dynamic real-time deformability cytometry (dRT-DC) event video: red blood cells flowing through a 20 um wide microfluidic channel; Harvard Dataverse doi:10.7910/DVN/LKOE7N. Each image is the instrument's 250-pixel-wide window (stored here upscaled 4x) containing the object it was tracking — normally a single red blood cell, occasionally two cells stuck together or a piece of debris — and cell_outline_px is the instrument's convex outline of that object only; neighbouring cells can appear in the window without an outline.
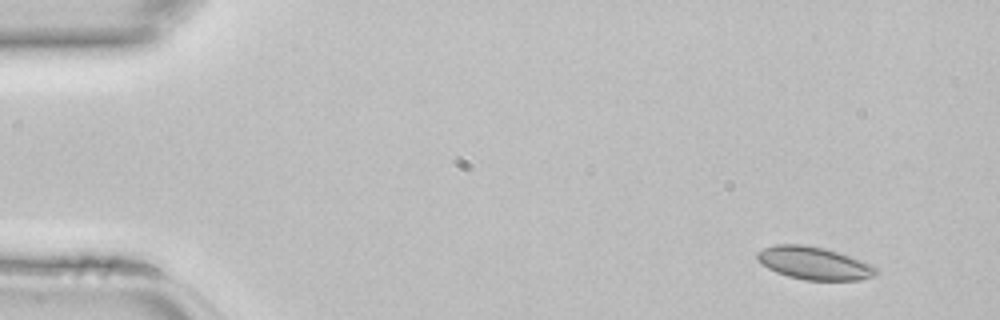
{"species": "common noctule bat (a hibernating species)", "species_latin": "Nyctalus noctula", "temperature_condition": "room temperature", "stored_images_in_passage": 42, "camera_frame_rate_fps": 3000, "um_per_image_px": 0.085, "animal": {"sex": "female", "body_mass_g": 22.7, "forearm_length_mm": 54.2}, "frame": {"image": 1, "passage_image": 1, "time_ms": 0.0, "image_size_px": [1000, 320], "cell_outline_px": [[880, 272], [872, 276], [860, 280], [804, 280], [788, 276], [776, 272], [768, 268], [756, 260], [756, 252], [764, 248], [776, 244], [804, 244], [824, 248], [840, 252], [868, 264], [876, 268]], "centroid_in_image_um": [69.15, 22.36], "position_along_channel_um": 15.9, "area_um2": 22.66}}
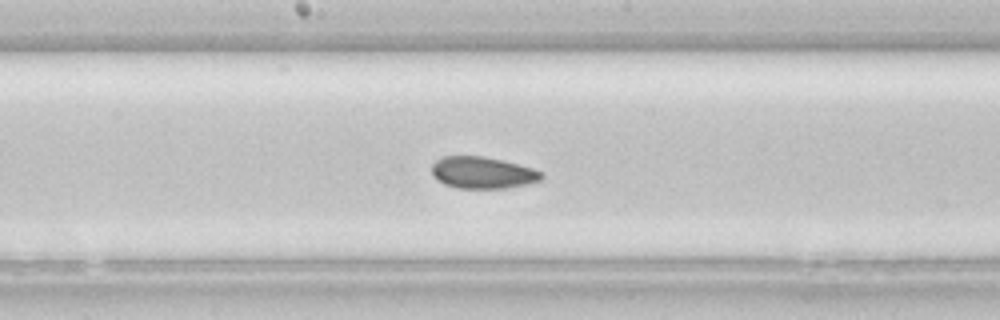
{"frame": {"image": 2, "passage_image": 21, "time_ms": 6.667, "image_size_px": [1000, 320], "cell_outline_px": [[544, 176], [540, 180], [528, 184], [504, 188], [456, 188], [444, 184], [436, 180], [432, 176], [432, 164], [436, 160], [444, 156], [484, 156], [532, 168], [544, 172]], "centroid_in_image_um": [41.0, 14.68], "position_along_channel_um": 207.2, "area_um2": 20.35}}
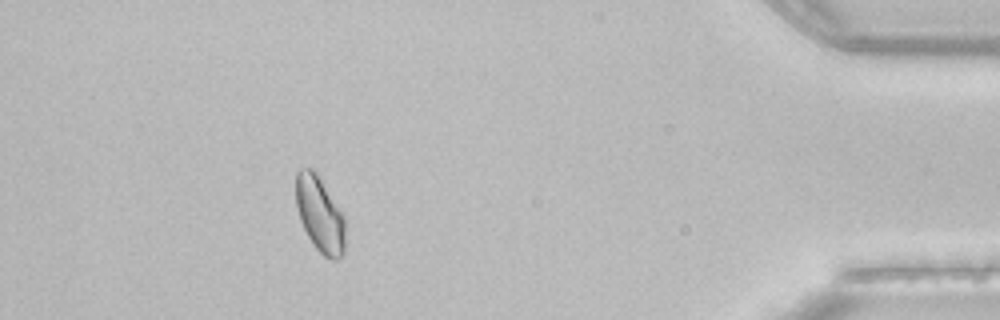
{"frame": {"image": 3, "passage_image": 38, "time_ms": 12.333, "image_size_px": [1000, 320], "cell_outline_px": [[344, 252], [336, 260], [332, 260], [324, 256], [312, 244], [300, 220], [296, 204], [296, 172], [300, 168], [312, 168], [316, 172], [344, 216]], "centroid_in_image_um": [27.17, 18.22], "position_along_channel_um": 408.0, "area_um2": 21.5}}